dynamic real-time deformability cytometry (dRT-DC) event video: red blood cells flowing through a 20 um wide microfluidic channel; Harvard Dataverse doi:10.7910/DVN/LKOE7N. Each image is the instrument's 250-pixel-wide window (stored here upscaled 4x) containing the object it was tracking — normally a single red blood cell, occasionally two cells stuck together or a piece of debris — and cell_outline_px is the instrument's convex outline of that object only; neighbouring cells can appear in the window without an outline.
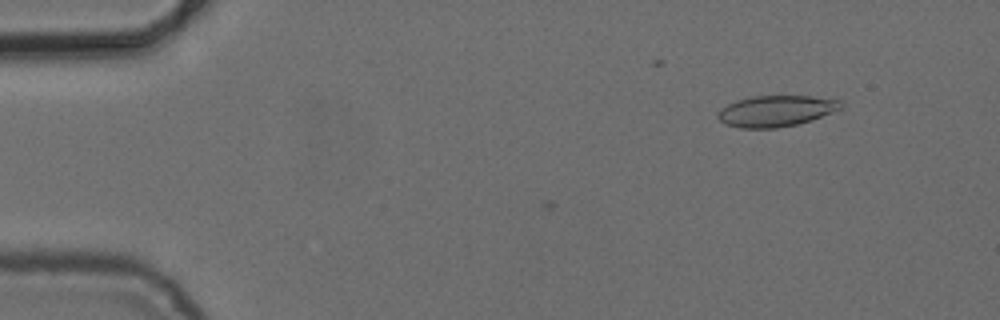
{"species": "common noctule bat (a hibernating species)", "species_latin": "Nyctalus noctula", "temperature_condition": "cold", "stored_images_in_passage": 3, "camera_frame_rate_fps": 3000, "um_per_image_px": 0.085, "animal": {"sex": "female", "body_mass_g": 24.6, "forearm_length_mm": 56.2}, "frame": {"image": 1, "passage_image": 3, "time_ms": 2.333, "image_size_px": [1000, 320], "cell_outline_px": [[844, 108], [812, 120], [796, 124], [776, 128], [740, 128], [728, 124], [720, 120], [716, 116], [728, 104], [736, 100], [752, 96], [812, 96], [840, 100]], "centroid_in_image_um": [66.01, 9.43], "position_along_channel_um": 19.0, "area_um2": 22.14}}